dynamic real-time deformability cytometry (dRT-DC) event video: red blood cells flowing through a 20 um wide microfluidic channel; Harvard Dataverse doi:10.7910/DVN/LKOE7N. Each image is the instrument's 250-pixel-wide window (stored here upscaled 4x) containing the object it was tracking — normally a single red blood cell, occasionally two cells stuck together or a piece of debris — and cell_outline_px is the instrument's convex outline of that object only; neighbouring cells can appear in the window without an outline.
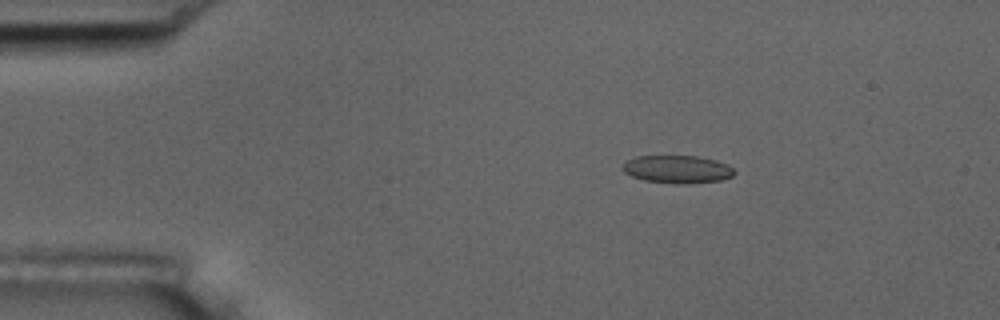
{"species": "common noctule bat (a hibernating species)", "species_latin": "Nyctalus noctula", "temperature_condition": "room temperature", "stored_images_in_passage": 47, "camera_frame_rate_fps": 3000, "um_per_image_px": 0.085, "animal": {"sex": "male", "body_mass_g": 17.5, "forearm_length_mm": 52.3}, "frame": {"image": 1, "passage_image": 1, "time_ms": 0.0, "image_size_px": [1000, 320], "cell_outline_px": [[736, 172], [732, 176], [720, 180], [684, 184], [680, 184], [644, 180], [632, 176], [624, 172], [620, 168], [628, 160], [636, 156], [696, 156], [716, 160], [728, 164]], "centroid_in_image_um": [57.57, 14.38], "position_along_channel_um": 27.4, "area_um2": 18.03}}
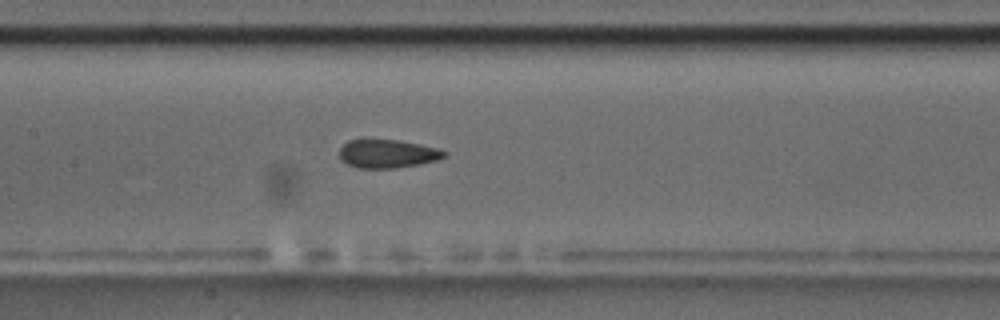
{"frame": {"image": 2, "passage_image": 18, "time_ms": 5.667, "image_size_px": [1000, 320], "cell_outline_px": [[448, 156], [436, 160], [420, 164], [396, 168], [360, 168], [348, 164], [340, 160], [340, 148], [348, 140], [400, 140], [440, 148], [448, 152]], "centroid_in_image_um": [32.99, 13.07], "position_along_channel_um": 174.4, "area_um2": 17.46}}
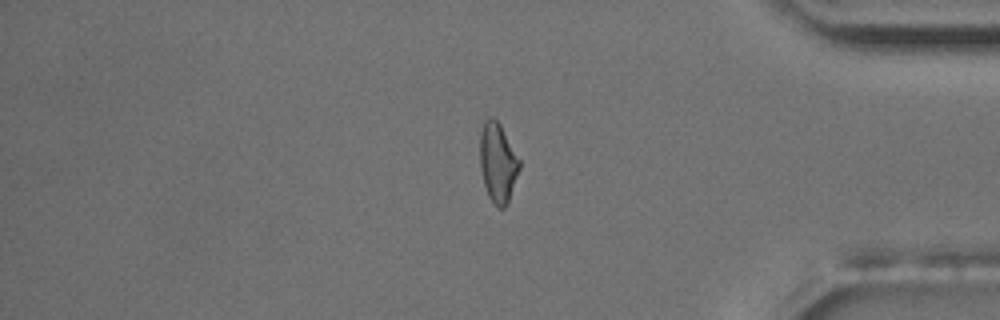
{"frame": {"image": 3, "passage_image": 38, "time_ms": 12.333, "image_size_px": [1000, 320], "cell_outline_px": [[520, 168], [508, 204], [504, 208], [500, 208], [488, 196], [484, 184], [480, 168], [480, 132], [484, 120], [488, 116], [492, 116], [500, 124], [520, 160]], "centroid_in_image_um": [42.31, 13.8], "position_along_channel_um": 392.9, "area_um2": 18.32}, "authors_computed_cell_mechanics": {"area_um2": 18.2648, "velocity_mm_per_s": 3.649, "shape_relaxation_time_tau1_ms": null, "shape_relaxation_time_tau2_ms": 1.8449, "deformation_change_tau1": null, "deformation_change_tau2": 0.0839}}